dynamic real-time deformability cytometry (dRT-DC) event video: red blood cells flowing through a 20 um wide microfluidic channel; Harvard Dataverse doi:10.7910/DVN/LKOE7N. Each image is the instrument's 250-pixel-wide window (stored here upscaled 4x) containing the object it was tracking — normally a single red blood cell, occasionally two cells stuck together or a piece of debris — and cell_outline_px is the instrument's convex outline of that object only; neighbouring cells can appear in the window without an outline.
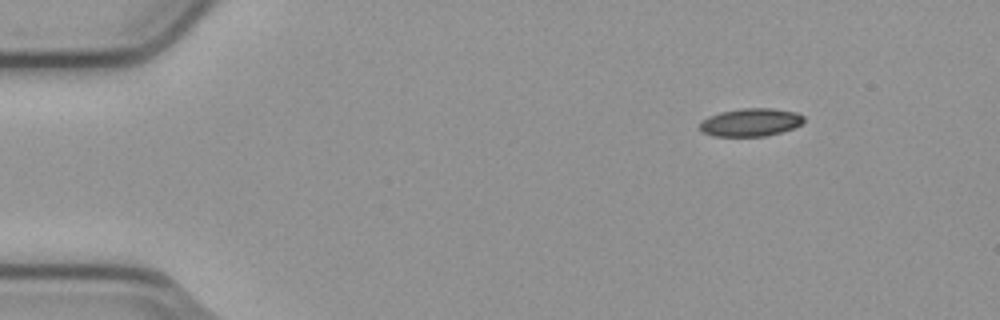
{"species": "common noctule bat (a hibernating species)", "species_latin": "Nyctalus noctula", "temperature_condition": "cold", "stored_images_in_passage": 28, "camera_frame_rate_fps": 3000, "um_per_image_px": 0.085, "animal": {"sex": "male", "body_mass_g": 23.1, "forearm_length_mm": 52.7}, "frame": {"image": 1, "passage_image": 1, "time_ms": 0.0, "image_size_px": [1000, 320], "cell_outline_px": [[804, 120], [800, 124], [792, 128], [768, 136], [712, 136], [704, 132], [700, 128], [700, 120], [708, 116], [720, 112], [744, 108], [772, 108], [796, 112], [804, 116]], "centroid_in_image_um": [63.78, 10.39], "position_along_channel_um": 21.2, "area_um2": 16.94}}